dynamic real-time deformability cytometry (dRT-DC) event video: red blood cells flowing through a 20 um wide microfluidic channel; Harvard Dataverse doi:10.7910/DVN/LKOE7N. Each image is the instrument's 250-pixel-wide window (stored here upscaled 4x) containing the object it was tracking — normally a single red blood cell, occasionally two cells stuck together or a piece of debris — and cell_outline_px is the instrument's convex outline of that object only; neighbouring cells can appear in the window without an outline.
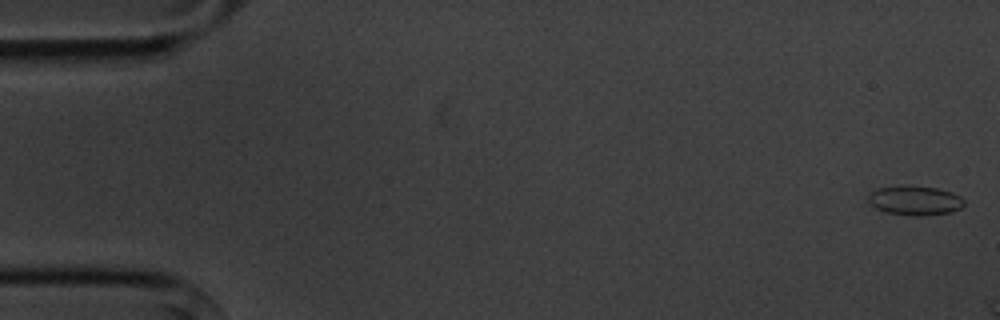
{"species": "common noctule bat (a hibernating species)", "species_latin": "Nyctalus noctula", "temperature_condition": "cold", "stored_images_in_passage": 3, "camera_frame_rate_fps": 3000, "um_per_image_px": 0.085, "animal": {"sex": "male", "body_mass_g": 20.1, "forearm_length_mm": 53.5}, "frame": {"image": 1, "passage_image": 1, "time_ms": 0.0, "image_size_px": [1000, 320], "cell_outline_px": [[964, 204], [960, 208], [952, 212], [924, 216], [912, 216], [884, 212], [876, 208], [868, 200], [868, 192], [876, 188], [936, 188], [952, 192], [960, 196], [964, 200]], "centroid_in_image_um": [77.78, 17.09], "position_along_channel_um": 7.2, "area_um2": 15.95}}